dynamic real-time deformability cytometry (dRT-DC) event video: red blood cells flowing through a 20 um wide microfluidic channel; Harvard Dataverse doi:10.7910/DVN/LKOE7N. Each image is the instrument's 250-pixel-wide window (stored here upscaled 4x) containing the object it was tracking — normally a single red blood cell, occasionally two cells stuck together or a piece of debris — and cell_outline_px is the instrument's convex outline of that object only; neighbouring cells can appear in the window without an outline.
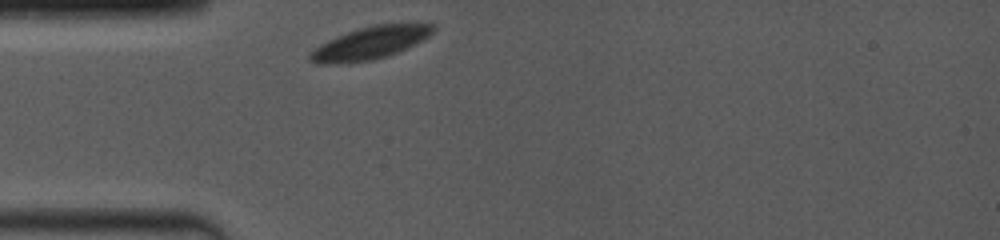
{"species": "common noctule bat (a hibernating species)", "species_latin": "Nyctalus noctula", "temperature_condition": "room temperature", "stored_images_in_passage": 36, "camera_frame_rate_fps": 4000, "um_per_image_px": 0.085, "animal": {"sex": "female", "body_mass_g": 19.0, "forearm_length_mm": 53.3}, "frame": {"image": 1, "passage_image": 1, "time_ms": 0.0, "image_size_px": [1000, 240], "cell_outline_px": [[436, 28], [424, 40], [396, 52], [372, 60], [340, 64], [316, 64], [308, 60], [308, 56], [320, 44], [336, 36], [360, 28], [376, 24], [432, 20], [436, 24]], "centroid_in_image_um": [31.57, 3.6], "position_along_channel_um": 53.4, "area_um2": 23.93}}
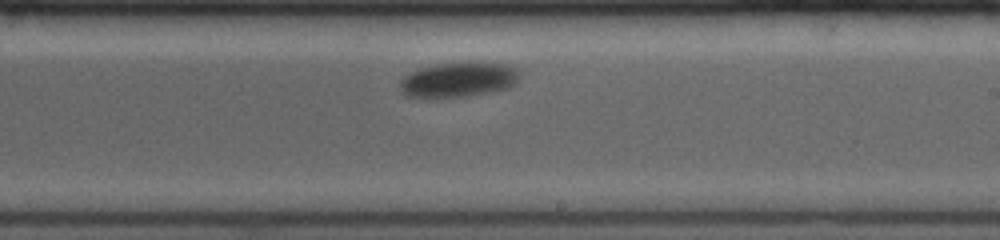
{"frame": {"image": 2, "passage_image": 21, "time_ms": 5.75, "image_size_px": [1000, 240], "cell_outline_px": [[520, 76], [508, 88], [488, 92], [464, 96], [428, 100], [408, 96], [400, 88], [400, 80], [408, 72], [416, 68], [436, 64], [504, 64], [516, 68]], "centroid_in_image_um": [38.85, 6.82], "position_along_channel_um": 250.2, "area_um2": 24.16}}
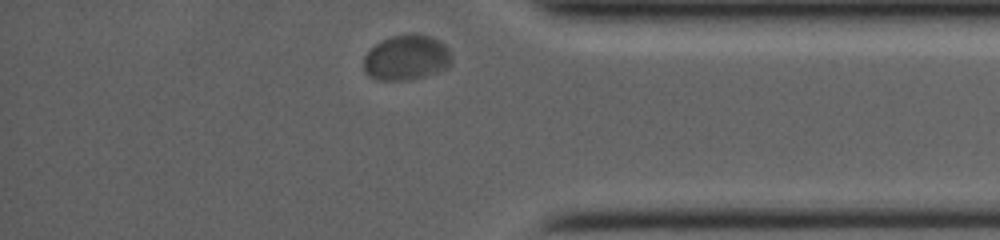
{"frame": {"image": 3, "passage_image": 36, "time_ms": 10.0, "image_size_px": [1000, 240], "cell_outline_px": [[452, 60], [444, 68], [436, 72], [424, 76], [408, 80], [376, 80], [368, 76], [364, 72], [364, 56], [380, 40], [392, 36], [412, 32], [416, 32], [432, 36], [440, 40], [452, 52]], "centroid_in_image_um": [34.55, 4.87], "position_along_channel_um": 400.7, "area_um2": 23.52}, "authors_computed_cell_mechanics": {"area_um2": 23.9581, "velocity_mm_per_s": 3.5861, "shape_relaxation_time_tau1_ms": 1.922, "shape_relaxation_time_tau2_ms": null, "deformation_change_tau1": 0.0738, "deformation_change_tau2": null}}